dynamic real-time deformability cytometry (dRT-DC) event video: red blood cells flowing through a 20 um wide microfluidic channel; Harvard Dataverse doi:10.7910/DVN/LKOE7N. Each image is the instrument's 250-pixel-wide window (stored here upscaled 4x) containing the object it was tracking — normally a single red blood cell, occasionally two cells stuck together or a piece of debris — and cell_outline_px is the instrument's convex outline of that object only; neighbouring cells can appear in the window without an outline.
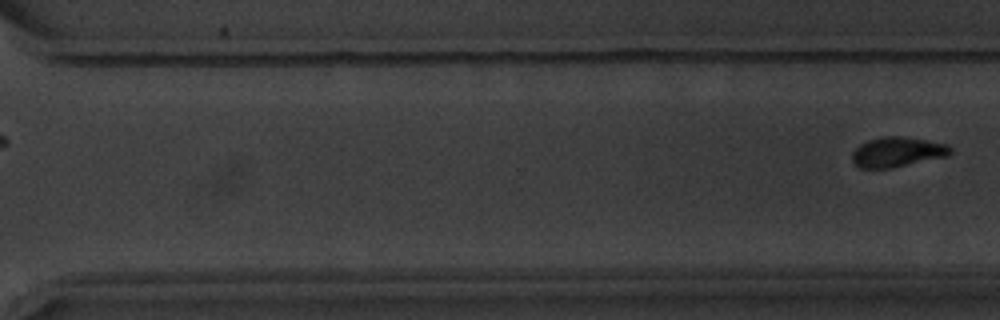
{"species": "common noctule bat (a hibernating species)", "species_latin": "Nyctalus noctula", "temperature_condition": "warm", "stored_images_in_passage": 10, "segment_of_instrument_passage": [2, 2], "camera_frame_rate_fps": 3000, "um_per_image_px": 0.085, "animal": {"sex": "male", "body_mass_g": 20.1, "forearm_length_mm": 53.5}, "frame": {"image": 1, "passage_image": 10, "time_ms": 11.667, "image_size_px": [1000, 320], "cell_outline_px": [[952, 152], [948, 156], [892, 168], [860, 168], [852, 160], [852, 152], [860, 144], [868, 140], [884, 136], [900, 136], [948, 144], [952, 148]], "centroid_in_image_um": [76.28, 12.92], "position_along_channel_um": 294.3, "area_um2": 17.11}}